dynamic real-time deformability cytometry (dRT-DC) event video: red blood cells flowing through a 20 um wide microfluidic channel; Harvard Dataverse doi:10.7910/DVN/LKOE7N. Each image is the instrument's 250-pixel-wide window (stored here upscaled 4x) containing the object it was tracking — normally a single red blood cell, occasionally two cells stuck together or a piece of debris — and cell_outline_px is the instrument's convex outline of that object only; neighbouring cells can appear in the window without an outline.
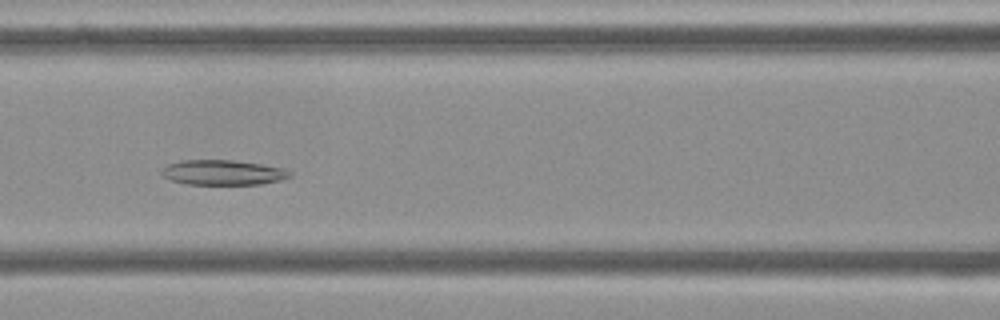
{"species": "Egyptian fruit bat (a non-hibernating species)", "species_latin": "Rousettus aegyptiacus", "temperature_condition": "cold", "stored_images_in_passage": 55, "camera_frame_rate_fps": 3000, "um_per_image_px": 0.085, "frame": {"image": 1, "passage_image": 24, "time_ms": 7.667, "image_size_px": [1000, 320], "cell_outline_px": [[292, 176], [280, 180], [260, 184], [184, 184], [172, 180], [164, 176], [160, 172], [160, 168], [168, 164], [180, 160], [232, 160], [260, 164], [284, 168], [292, 172]], "centroid_in_image_um": [18.93, 14.66], "position_along_channel_um": 147.7, "area_um2": 18.73}}
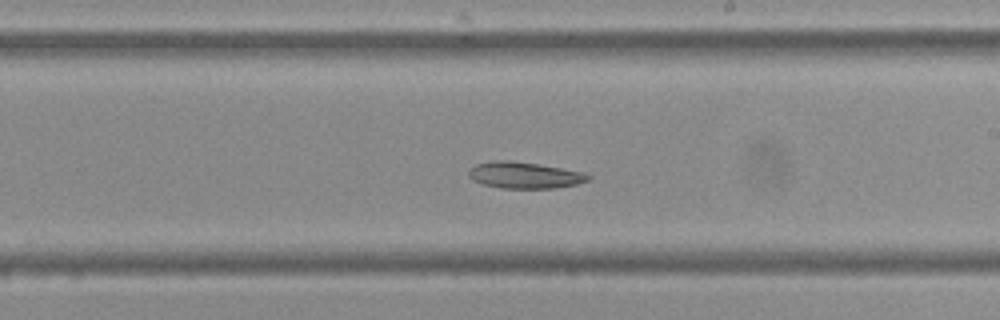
{"frame": {"image": 2, "passage_image": 32, "time_ms": 10.333, "image_size_px": [1000, 320], "cell_outline_px": [[592, 176], [588, 180], [576, 184], [556, 188], [500, 188], [480, 184], [472, 180], [468, 176], [468, 172], [476, 164], [492, 160], [508, 160], [536, 164], [584, 172]], "centroid_in_image_um": [44.55, 14.9], "position_along_channel_um": 244.5, "area_um2": 18.38}}
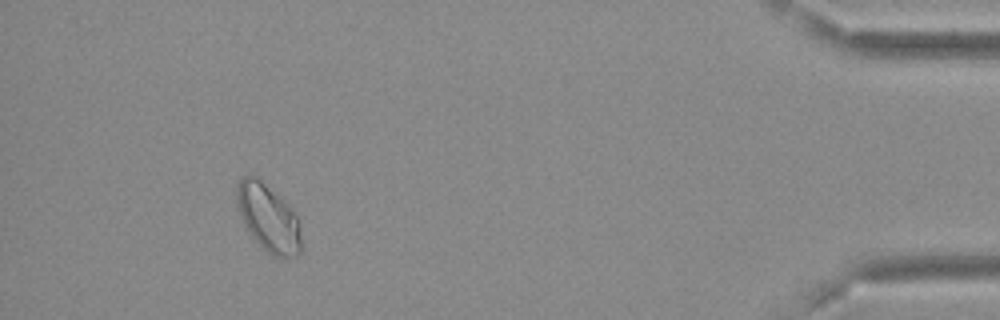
{"frame": {"image": 3, "passage_image": 51, "time_ms": 16.667, "image_size_px": [1000, 320], "cell_outline_px": [[300, 252], [296, 256], [276, 256], [268, 252], [252, 236], [244, 224], [240, 216], [236, 204], [236, 188], [240, 180], [248, 172], [256, 176], [284, 200], [292, 208], [296, 216], [300, 228]], "centroid_in_image_um": [22.77, 18.46], "position_along_channel_um": 412.4, "area_um2": 25.03}, "authors_computed_cell_mechanics": {"area_um2": 23.6402, "velocity_mm_per_s": 3.6377, "shape_relaxation_time_tau1_ms": null, "shape_relaxation_time_tau2_ms": 4.8024, "deformation_change_tau1": null, "deformation_change_tau2": 0.0901}}